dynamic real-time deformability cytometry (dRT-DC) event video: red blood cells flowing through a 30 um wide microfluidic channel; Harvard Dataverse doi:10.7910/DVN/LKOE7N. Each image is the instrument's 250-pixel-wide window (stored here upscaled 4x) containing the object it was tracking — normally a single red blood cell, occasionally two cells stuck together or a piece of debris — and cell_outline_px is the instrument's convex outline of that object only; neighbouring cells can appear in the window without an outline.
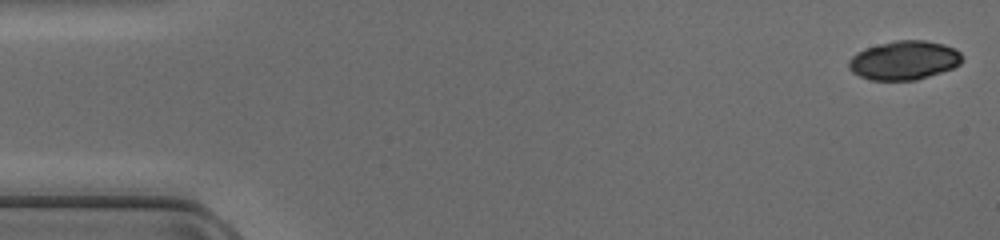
{"species": "common noctule bat (a hibernating species)", "species_latin": "Nyctalus noctula", "temperature_condition": "cold", "stored_images_in_passage": 47, "camera_frame_rate_fps": 3000, "um_per_image_px": 0.085, "animal": {"sex": "female", "body_mass_g": 17.0, "forearm_length_mm": 48.0}, "frame": {"image": 1, "passage_image": 1, "time_ms": 0.0, "image_size_px": [1000, 240], "cell_outline_px": [[964, 56], [960, 64], [952, 68], [916, 80], [872, 80], [860, 76], [852, 72], [848, 68], [848, 60], [856, 52], [864, 48], [896, 40], [924, 40], [944, 44], [956, 48]], "centroid_in_image_um": [76.85, 5.12], "position_along_channel_um": 8.2, "area_um2": 25.84}}
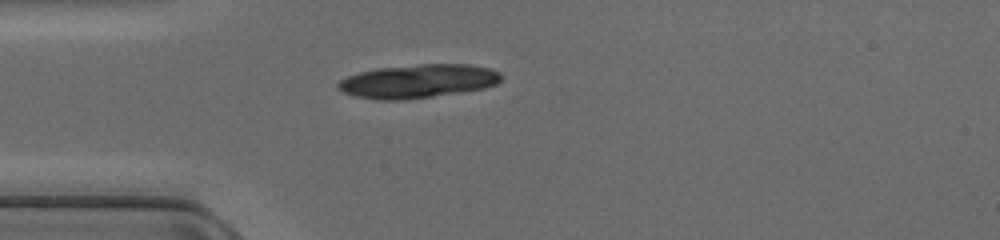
{"frame": {"image": 2, "passage_image": 13, "time_ms": 4.0, "image_size_px": [1000, 240], "cell_outline_px": [[500, 80], [496, 84], [484, 88], [460, 92], [404, 100], [376, 100], [356, 96], [344, 92], [336, 88], [336, 84], [340, 80], [348, 76], [360, 72], [376, 68], [420, 64], [468, 64], [492, 68], [500, 72]], "centroid_in_image_um": [35.52, 6.89], "position_along_channel_um": 49.5, "area_um2": 31.96}}
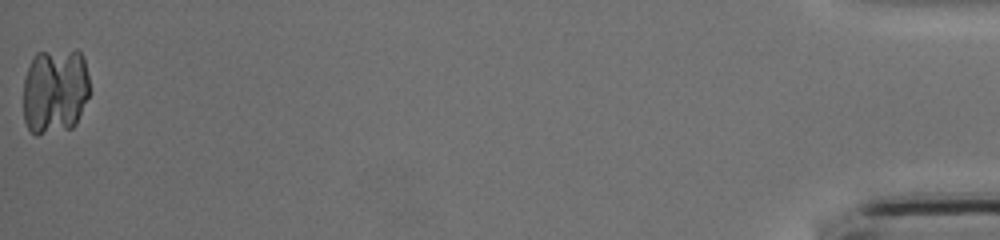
{"frame": {"image": 3, "passage_image": 47, "time_ms": 15.333, "image_size_px": [1000, 240], "cell_outline_px": [[88, 96], [76, 124], [72, 128], [36, 136], [28, 128], [24, 120], [24, 76], [32, 56], [36, 52], [76, 48], [84, 56], [88, 76]], "centroid_in_image_um": [4.66, 7.7], "position_along_channel_um": 430.5, "area_um2": 33.99}}